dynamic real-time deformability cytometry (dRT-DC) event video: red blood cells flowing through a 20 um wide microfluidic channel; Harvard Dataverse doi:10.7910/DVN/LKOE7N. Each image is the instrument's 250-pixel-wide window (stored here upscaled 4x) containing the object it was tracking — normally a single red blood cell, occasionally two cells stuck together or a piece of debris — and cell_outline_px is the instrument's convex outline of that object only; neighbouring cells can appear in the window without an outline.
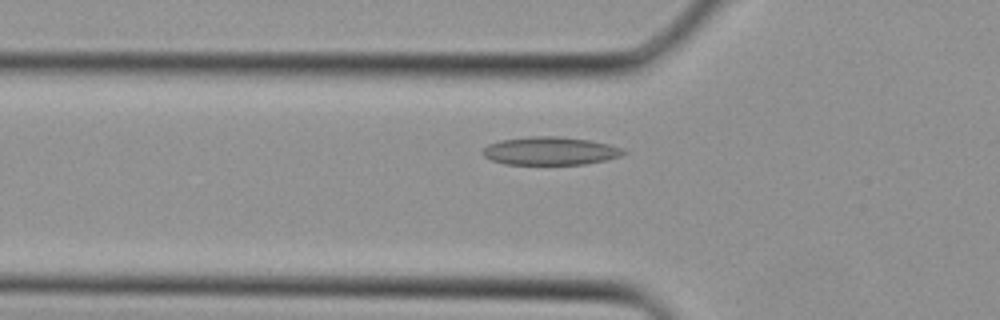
{"species": "Egyptian fruit bat (a non-hibernating species)", "species_latin": "Rousettus aegyptiacus", "temperature_condition": "cold", "stored_images_in_passage": 29, "camera_frame_rate_fps": 3000, "um_per_image_px": 0.085, "animal": {"sex": "female"}, "frame": {"image": 1, "passage_image": 6, "time_ms": 1.667, "image_size_px": [1000, 320], "cell_outline_px": [[628, 152], [620, 156], [604, 160], [584, 164], [504, 164], [492, 160], [484, 156], [484, 148], [488, 144], [500, 140], [528, 136], [556, 136], [588, 140], [608, 144], [624, 148]], "centroid_in_image_um": [46.78, 12.82], "position_along_channel_um": 79.0, "area_um2": 22.95}}
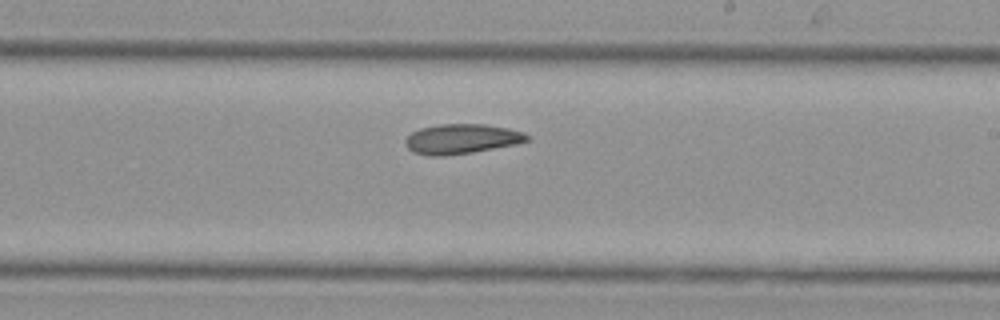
{"frame": {"image": 2, "passage_image": 15, "time_ms": 4.667, "image_size_px": [1000, 320], "cell_outline_px": [[532, 140], [516, 144], [472, 152], [444, 156], [428, 156], [412, 152], [404, 144], [404, 140], [412, 132], [420, 128], [440, 124], [484, 124], [508, 128], [524, 132], [532, 136]], "centroid_in_image_um": [39.25, 11.81], "position_along_channel_um": 249.7, "area_um2": 21.39}}
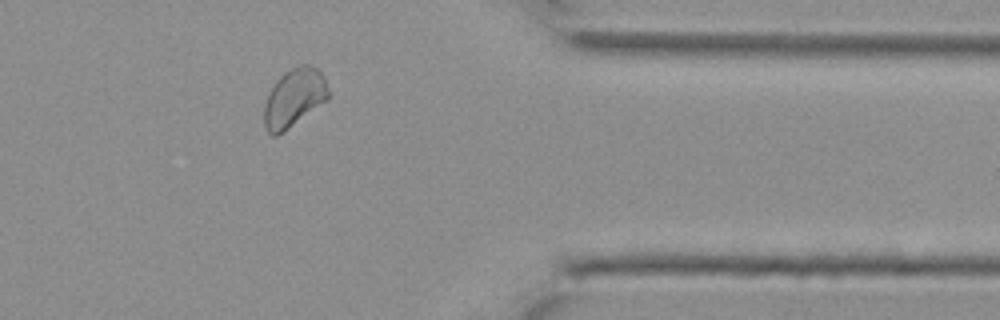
{"frame": {"image": 3, "passage_image": 23, "time_ms": 7.333, "image_size_px": [1000, 320], "cell_outline_px": [[328, 100], [284, 132], [276, 136], [272, 136], [264, 128], [264, 104], [268, 92], [276, 80], [284, 72], [300, 64], [308, 64], [316, 68], [324, 76], [328, 88]], "centroid_in_image_um": [24.98, 8.33], "position_along_channel_um": 386.4, "area_um2": 22.08}}